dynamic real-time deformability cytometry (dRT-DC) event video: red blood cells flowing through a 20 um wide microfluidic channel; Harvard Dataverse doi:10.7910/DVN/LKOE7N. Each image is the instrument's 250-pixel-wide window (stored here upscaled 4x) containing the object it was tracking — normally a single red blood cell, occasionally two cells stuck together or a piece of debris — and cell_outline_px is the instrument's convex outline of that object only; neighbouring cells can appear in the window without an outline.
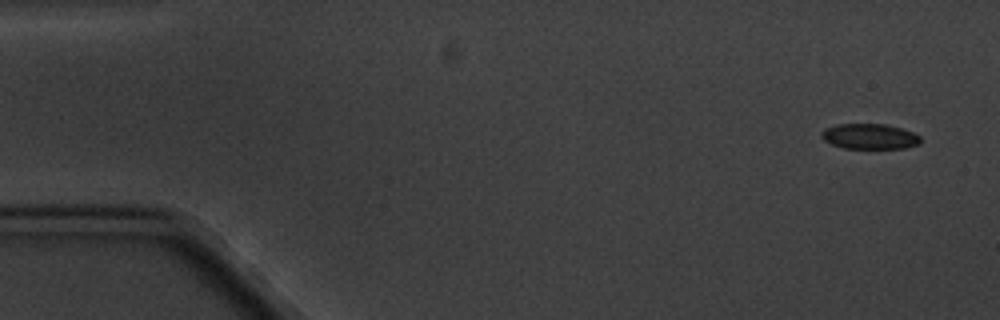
{"species": "common noctule bat (a hibernating species)", "species_latin": "Nyctalus noctula", "temperature_condition": "cold", "stored_images_in_passage": 5, "camera_frame_rate_fps": 3000, "um_per_image_px": 0.085, "animal": {"sex": "male", "body_mass_g": 20.1, "forearm_length_mm": 53.5}, "frame": {"image": 1, "passage_image": 1, "time_ms": 0.0, "image_size_px": [1000, 320], "cell_outline_px": [[920, 144], [904, 148], [844, 148], [832, 144], [824, 140], [820, 136], [820, 132], [824, 128], [836, 124], [884, 124], [900, 128], [912, 132], [920, 136]], "centroid_in_image_um": [73.88, 11.59], "position_along_channel_um": 11.1, "area_um2": 14.62}}
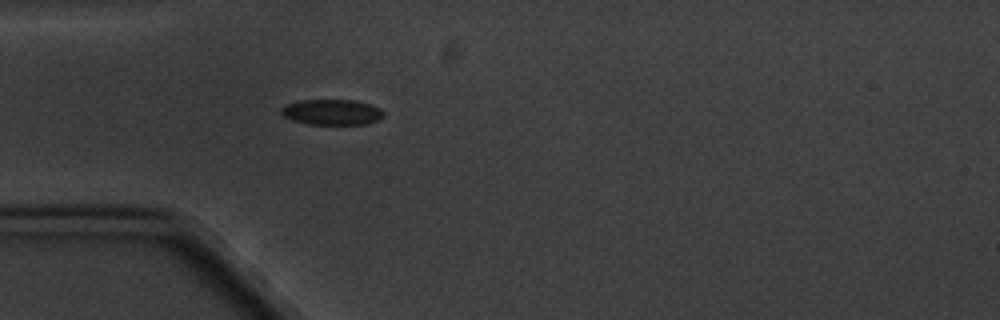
{"frame": {"image": 2, "passage_image": 5, "time_ms": 4.667, "image_size_px": [1000, 320], "cell_outline_px": [[384, 116], [376, 120], [364, 124], [308, 124], [292, 120], [284, 116], [280, 112], [280, 108], [284, 104], [300, 100], [356, 100], [380, 108], [384, 112]], "centroid_in_image_um": [28.17, 9.52], "position_along_channel_um": 56.8, "area_um2": 15.26}}